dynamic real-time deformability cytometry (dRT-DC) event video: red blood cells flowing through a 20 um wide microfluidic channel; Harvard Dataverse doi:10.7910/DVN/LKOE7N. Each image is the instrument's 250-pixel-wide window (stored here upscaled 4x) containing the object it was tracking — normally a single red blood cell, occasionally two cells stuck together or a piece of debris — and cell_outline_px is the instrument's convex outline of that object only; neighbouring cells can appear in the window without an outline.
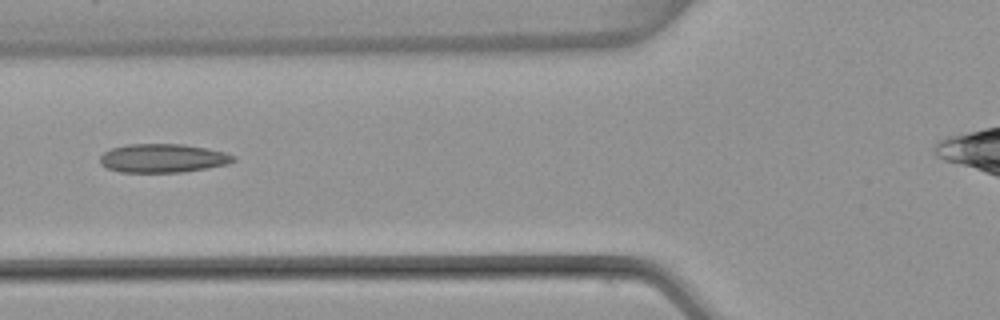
{"species": "common noctule bat (a hibernating species)", "species_latin": "Nyctalus noctula", "temperature_condition": "warm", "stored_images_in_passage": 5, "camera_frame_rate_fps": 3000, "um_per_image_px": 0.085, "animal": {"sex": "female", "body_mass_g": 22.7, "forearm_length_mm": 54.2}, "frame": {"image": 1, "passage_image": 5, "time_ms": 1.333, "image_size_px": [1000, 320], "cell_outline_px": [[236, 160], [228, 164], [208, 168], [184, 172], [120, 172], [108, 168], [100, 164], [100, 156], [104, 152], [112, 148], [128, 144], [184, 144], [224, 152], [236, 156]], "centroid_in_image_um": [13.85, 13.45], "position_along_channel_um": 111.9, "area_um2": 22.31}}